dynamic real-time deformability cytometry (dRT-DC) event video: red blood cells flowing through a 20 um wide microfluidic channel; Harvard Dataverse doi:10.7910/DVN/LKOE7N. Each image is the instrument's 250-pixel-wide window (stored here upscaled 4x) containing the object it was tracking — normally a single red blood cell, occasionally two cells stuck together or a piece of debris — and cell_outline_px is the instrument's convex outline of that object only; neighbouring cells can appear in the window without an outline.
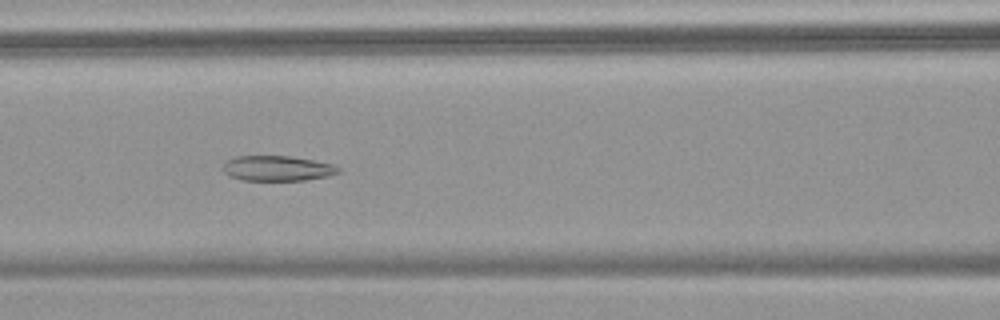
{"species": "common noctule bat (a hibernating species)", "species_latin": "Nyctalus noctula", "temperature_condition": "warm", "stored_images_in_passage": 57, "camera_frame_rate_fps": 3000, "um_per_image_px": 0.085, "animal": {"sex": "female", "body_mass_g": 18.4}, "frame": {"image": 1, "passage_image": 26, "time_ms": 8.333, "image_size_px": [1000, 320], "cell_outline_px": [[340, 172], [328, 176], [304, 180], [244, 180], [228, 176], [224, 172], [224, 164], [228, 160], [236, 156], [292, 156], [332, 164], [340, 168]], "centroid_in_image_um": [23.58, 14.31], "position_along_channel_um": 143.0, "area_um2": 16.82}}
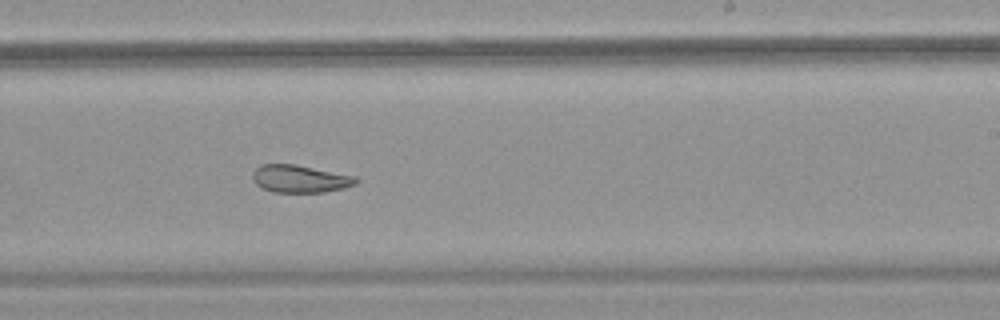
{"frame": {"image": 2, "passage_image": 36, "time_ms": 11.667, "image_size_px": [1000, 320], "cell_outline_px": [[360, 180], [356, 184], [344, 188], [324, 192], [272, 192], [256, 184], [252, 180], [252, 172], [260, 164], [296, 164], [356, 176]], "centroid_in_image_um": [25.51, 15.19], "position_along_channel_um": 263.5, "area_um2": 16.76}}
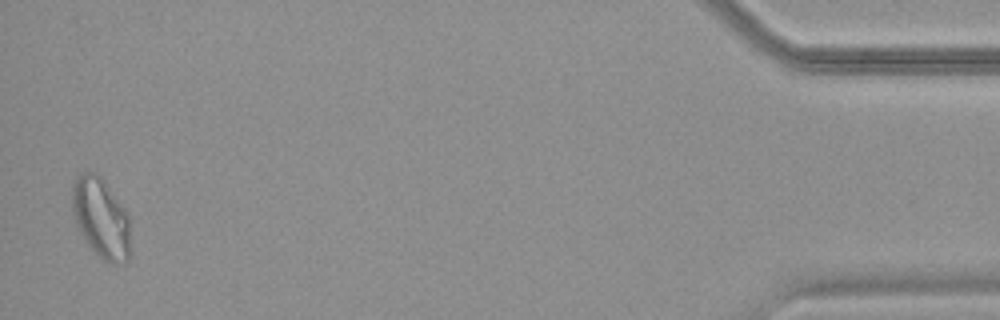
{"frame": {"image": 3, "passage_image": 56, "time_ms": 18.333, "image_size_px": [1000, 320], "cell_outline_px": [[132, 252], [128, 260], [124, 264], [108, 264], [84, 240], [76, 224], [72, 208], [72, 184], [76, 176], [84, 172], [96, 172], [104, 180], [128, 216]], "centroid_in_image_um": [8.6, 18.57], "position_along_channel_um": 426.6, "area_um2": 27.4}, "authors_computed_cell_mechanics": {"area_um2": 23.0622, "velocity_mm_per_s": 3.6352, "shape_relaxation_time_tau1_ms": null, "shape_relaxation_time_tau2_ms": 2.6685, "deformation_change_tau1": null, "deformation_change_tau2": 0.0843}}